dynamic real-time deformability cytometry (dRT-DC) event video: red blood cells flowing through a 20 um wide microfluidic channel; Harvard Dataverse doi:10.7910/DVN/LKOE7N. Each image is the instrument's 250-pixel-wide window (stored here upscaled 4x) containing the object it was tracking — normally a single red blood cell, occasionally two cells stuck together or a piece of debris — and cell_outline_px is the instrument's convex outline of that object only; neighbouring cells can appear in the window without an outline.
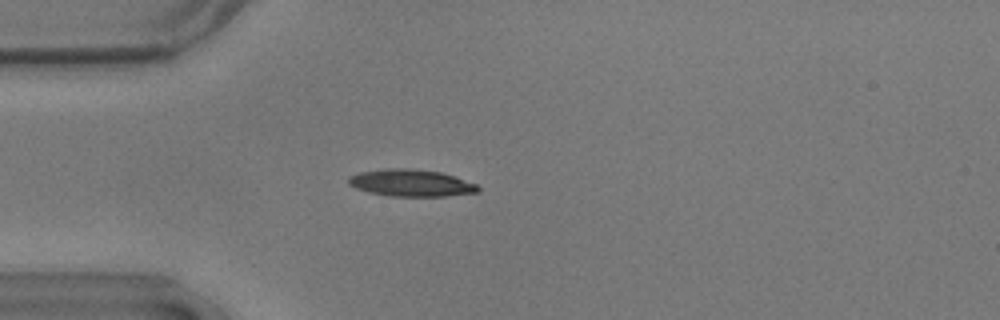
{"species": "common noctule bat (a hibernating species)", "species_latin": "Nyctalus noctula", "temperature_condition": "warm", "stored_images_in_passage": 43, "camera_frame_rate_fps": 3000, "um_per_image_px": 0.085, "animal": {"sex": "male", "body_mass_g": 17.9}, "frame": {"image": 1, "passage_image": 2, "time_ms": 0.333, "image_size_px": [1000, 320], "cell_outline_px": [[480, 192], [444, 196], [392, 196], [368, 192], [356, 188], [348, 184], [348, 176], [360, 172], [384, 168], [412, 168], [440, 172], [476, 184], [480, 188]], "centroid_in_image_um": [34.91, 15.54], "position_along_channel_um": 50.1, "area_um2": 20.35}}
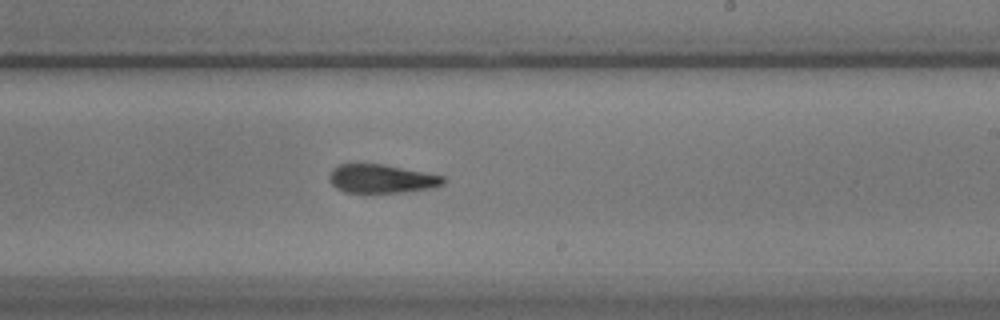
{"frame": {"image": 2, "passage_image": 20, "time_ms": 6.333, "image_size_px": [1000, 320], "cell_outline_px": [[448, 180], [444, 184], [432, 188], [404, 192], [344, 192], [336, 188], [328, 180], [328, 176], [332, 168], [340, 164], [384, 164], [444, 176]], "centroid_in_image_um": [32.43, 15.19], "position_along_channel_um": 256.6, "area_um2": 19.13}}
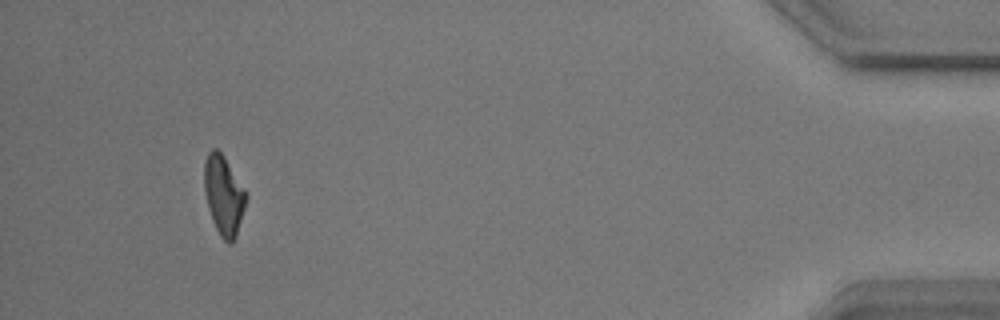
{"frame": {"image": 3, "passage_image": 39, "time_ms": 12.667, "image_size_px": [1000, 320], "cell_outline_px": [[248, 196], [236, 236], [232, 244], [228, 244], [220, 236], [212, 220], [208, 208], [204, 192], [204, 160], [208, 152], [212, 148], [216, 148], [224, 156], [244, 188]], "centroid_in_image_um": [19.0, 16.59], "position_along_channel_um": 416.2, "area_um2": 19.42}, "authors_computed_cell_mechanics": {"area_um2": 19.8254, "velocity_mm_per_s": 3.6156, "shape_relaxation_time_tau1_ms": 6.7683, "shape_relaxation_time_tau2_ms": 4.2092, "deformation_change_tau1": 0.2055, "deformation_change_tau2": 0.1432}}